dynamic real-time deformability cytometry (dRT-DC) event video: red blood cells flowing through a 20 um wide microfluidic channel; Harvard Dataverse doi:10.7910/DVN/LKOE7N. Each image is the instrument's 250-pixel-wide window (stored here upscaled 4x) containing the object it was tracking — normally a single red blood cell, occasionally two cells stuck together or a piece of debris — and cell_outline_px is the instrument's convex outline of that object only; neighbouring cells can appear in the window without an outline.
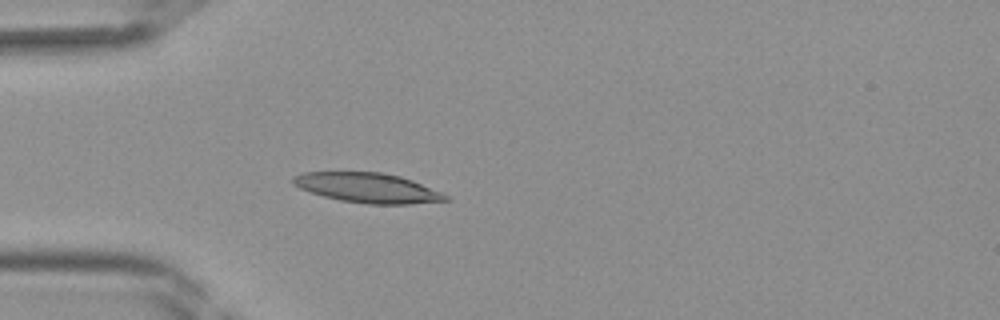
{"species": "Egyptian fruit bat (a non-hibernating species)", "species_latin": "Rousettus aegyptiacus", "temperature_condition": "room temperature", "stored_images_in_passage": 40, "camera_frame_rate_fps": 3000, "um_per_image_px": 0.085, "frame": {"image": 1, "passage_image": 11, "time_ms": 3.333, "image_size_px": [1000, 320], "cell_outline_px": [[452, 200], [408, 204], [368, 204], [340, 200], [324, 196], [300, 188], [292, 184], [292, 176], [304, 172], [384, 172], [400, 176], [412, 180], [440, 192], [448, 196]], "centroid_in_image_um": [31.25, 15.96], "position_along_channel_um": 53.8, "area_um2": 26.36}}
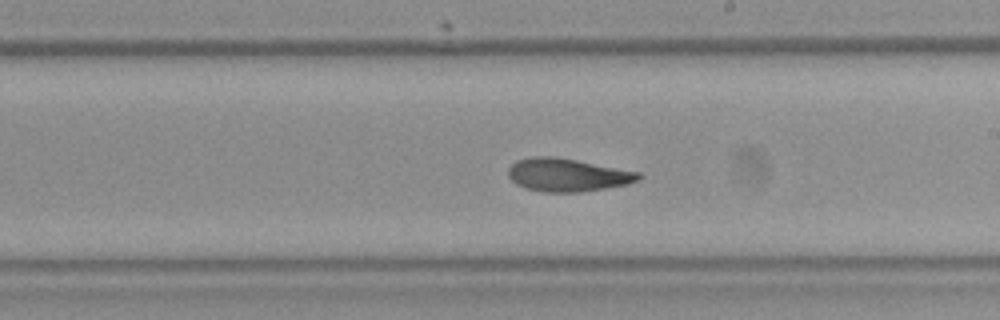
{"frame": {"image": 2, "passage_image": 23, "time_ms": 7.333, "image_size_px": [1000, 320], "cell_outline_px": [[644, 176], [640, 180], [628, 184], [580, 192], [544, 192], [524, 188], [516, 184], [508, 176], [508, 168], [516, 160], [532, 156], [552, 156], [576, 160], [640, 172]], "centroid_in_image_um": [48.23, 14.87], "position_along_channel_um": 240.8, "area_um2": 25.2}}
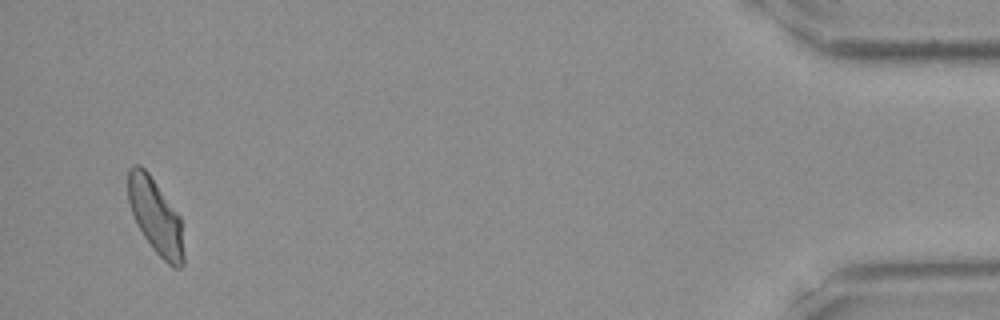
{"frame": {"image": 3, "passage_image": 39, "time_ms": 12.667, "image_size_px": [1000, 320], "cell_outline_px": [[184, 264], [180, 268], [172, 268], [152, 248], [136, 224], [128, 200], [128, 168], [132, 164], [140, 164], [148, 172], [180, 216], [184, 256]], "centroid_in_image_um": [13.22, 18.39], "position_along_channel_um": 422.0, "area_um2": 24.33}}